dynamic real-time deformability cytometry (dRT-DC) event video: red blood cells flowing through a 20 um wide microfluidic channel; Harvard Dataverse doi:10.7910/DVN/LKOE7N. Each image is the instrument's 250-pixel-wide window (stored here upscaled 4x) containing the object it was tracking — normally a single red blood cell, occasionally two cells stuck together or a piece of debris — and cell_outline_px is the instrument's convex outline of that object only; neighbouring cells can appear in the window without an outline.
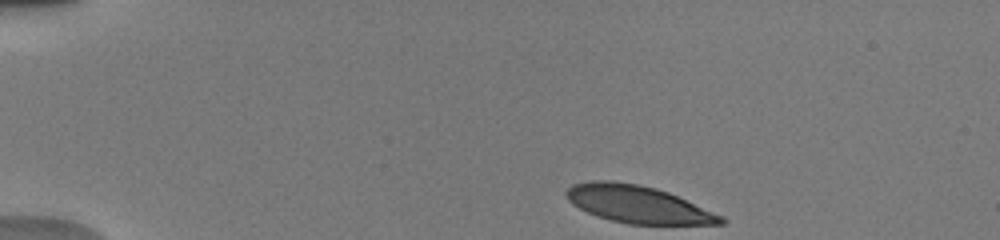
{"species": "human", "species_latin": "Homo sapiens", "temperature_condition": "warm", "stored_images_in_passage": 20, "camera_frame_rate_fps": 3000, "um_per_image_px": 0.085, "donor": {"sex": "male"}, "frame": {"image": 1, "passage_image": 1, "time_ms": 0.0, "image_size_px": [1000, 240], "cell_outline_px": [[728, 220], [724, 224], [628, 224], [612, 220], [588, 212], [572, 204], [568, 200], [564, 192], [572, 184], [588, 180], [612, 180], [640, 184], [656, 188], [668, 192], [724, 216]], "centroid_in_image_um": [54.23, 17.35], "position_along_channel_um": 30.8, "area_um2": 33.7}}
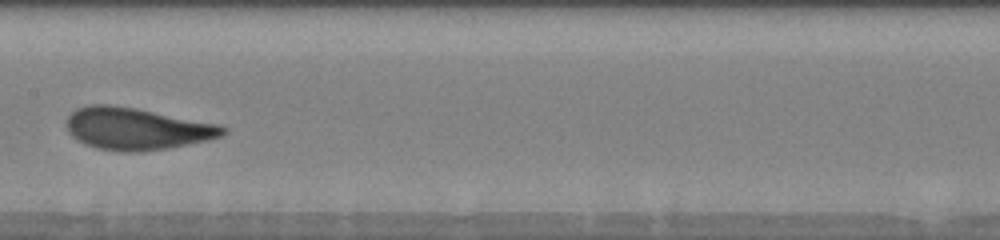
{"frame": {"image": 2, "passage_image": 13, "time_ms": 6.333, "image_size_px": [1000, 240], "cell_outline_px": [[228, 132], [220, 136], [208, 140], [168, 148], [136, 152], [124, 152], [96, 148], [84, 144], [76, 140], [68, 132], [68, 116], [76, 108], [88, 104], [108, 104], [136, 108], [220, 124], [228, 128]], "centroid_in_image_um": [11.62, 10.94], "position_along_channel_um": 195.8, "area_um2": 38.44}}
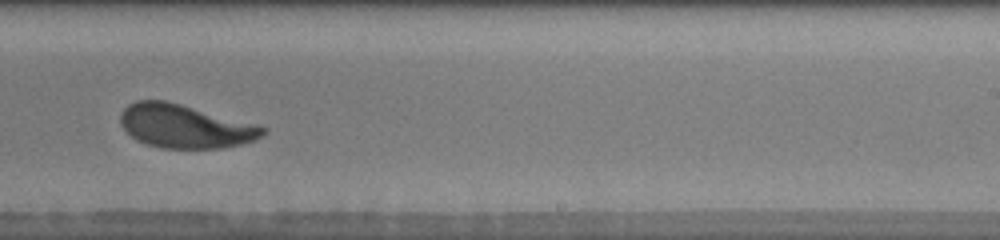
{"frame": {"image": 3, "passage_image": 15, "time_ms": 8.333, "image_size_px": [1000, 240], "cell_outline_px": [[268, 132], [264, 136], [240, 144], [220, 148], [160, 148], [136, 140], [120, 124], [120, 116], [124, 108], [128, 104], [136, 100], [164, 100], [180, 104], [256, 124], [268, 128]], "centroid_in_image_um": [15.72, 10.73], "position_along_channel_um": 273.3, "area_um2": 35.89}, "authors_computed_cell_mechanics": {"area_um2": 36.0383, "velocity_mm_per_s": 3.8989, "shape_relaxation_time_tau1_ms": 2.2216, "shape_relaxation_time_tau2_ms": null, "deformation_change_tau1": 0.1297, "deformation_change_tau2": null}}